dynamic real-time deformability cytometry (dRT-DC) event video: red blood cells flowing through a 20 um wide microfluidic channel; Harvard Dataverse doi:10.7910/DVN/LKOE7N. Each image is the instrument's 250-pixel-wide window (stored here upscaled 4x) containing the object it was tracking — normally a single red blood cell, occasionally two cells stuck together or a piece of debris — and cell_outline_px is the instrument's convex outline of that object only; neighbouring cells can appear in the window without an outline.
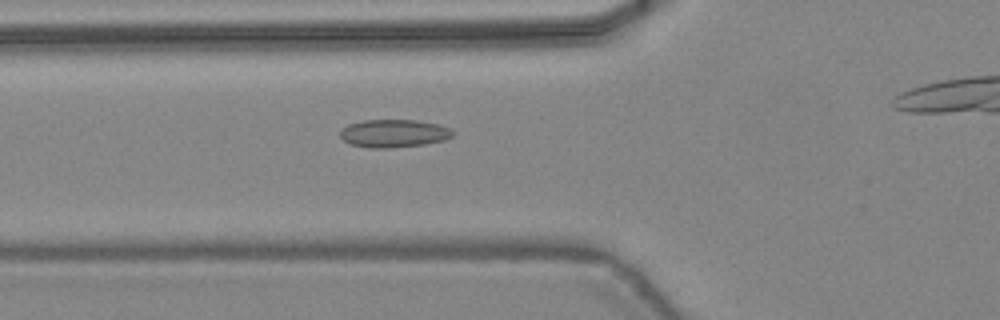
{"species": "common noctule bat (a hibernating species)", "species_latin": "Nyctalus noctula", "temperature_condition": "warm", "stored_images_in_passage": 42, "camera_frame_rate_fps": 3000, "um_per_image_px": 0.085, "animal": {"sex": "female", "body_mass_g": 24.6, "forearm_length_mm": 56.2}, "frame": {"image": 1, "passage_image": 18, "time_ms": 5.667, "image_size_px": [1000, 320], "cell_outline_px": [[456, 132], [452, 136], [444, 140], [424, 144], [388, 148], [368, 148], [348, 144], [340, 136], [340, 128], [348, 124], [364, 120], [416, 120], [440, 124], [452, 128]], "centroid_in_image_um": [33.48, 11.33], "position_along_channel_um": 92.3, "area_um2": 18.61}}
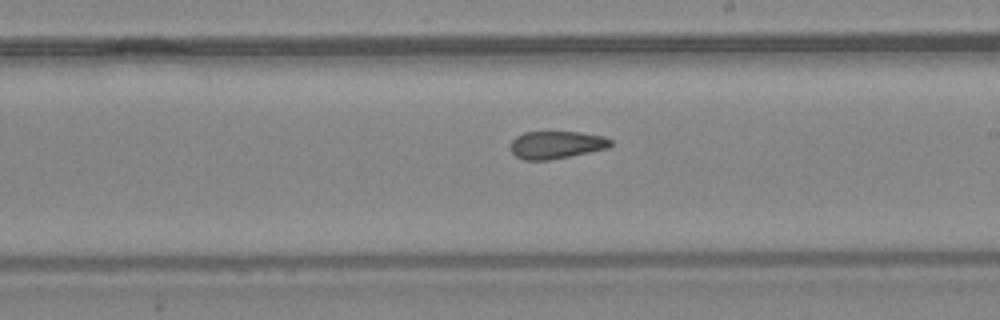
{"frame": {"image": 2, "passage_image": 28, "time_ms": 9.0, "image_size_px": [1000, 320], "cell_outline_px": [[612, 144], [608, 148], [548, 160], [524, 160], [516, 156], [512, 152], [512, 140], [516, 136], [524, 132], [580, 132], [604, 136], [612, 140]], "centroid_in_image_um": [47.3, 12.3], "position_along_channel_um": 241.7, "area_um2": 15.95}}
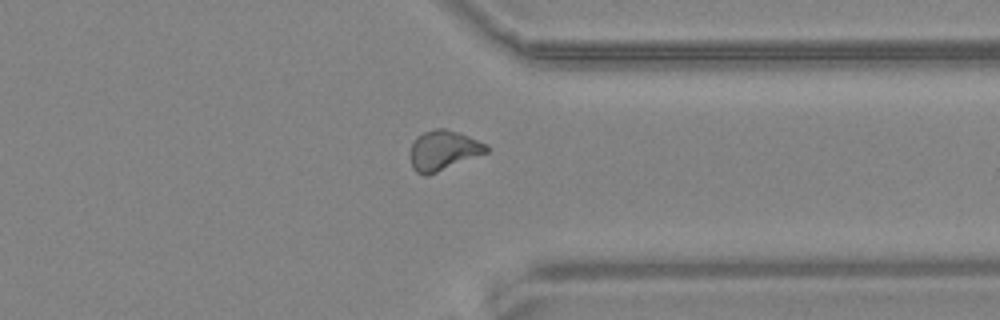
{"frame": {"image": 3, "passage_image": 37, "time_ms": 12.0, "image_size_px": [1000, 320], "cell_outline_px": [[488, 152], [428, 176], [424, 176], [416, 172], [412, 168], [408, 156], [408, 152], [416, 136], [424, 132], [436, 128], [444, 128], [468, 136], [488, 144]], "centroid_in_image_um": [37.63, 12.8], "position_along_channel_um": 373.8, "area_um2": 17.98}, "authors_computed_cell_mechanics": {"area_um2": 17.5712, "velocity_mm_per_s": 4.4713, "shape_relaxation_time_tau1_ms": null, "shape_relaxation_time_tau2_ms": 2.5235, "deformation_change_tau1": null, "deformation_change_tau2": 0.0997}}